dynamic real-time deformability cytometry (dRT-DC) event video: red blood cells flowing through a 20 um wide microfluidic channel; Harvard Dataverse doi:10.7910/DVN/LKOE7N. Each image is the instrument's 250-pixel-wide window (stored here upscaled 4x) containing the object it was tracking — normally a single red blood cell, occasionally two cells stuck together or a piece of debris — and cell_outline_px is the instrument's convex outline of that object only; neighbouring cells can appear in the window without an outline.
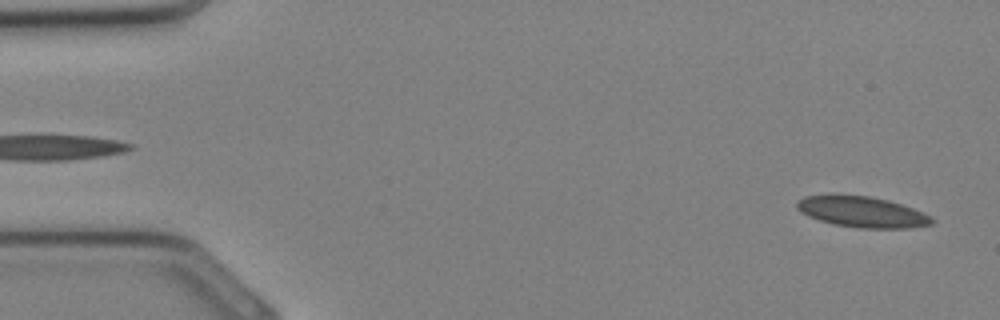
{"species": "Egyptian fruit bat (a non-hibernating species)", "species_latin": "Rousettus aegyptiacus", "temperature_condition": "cold", "stored_images_in_passage": 10, "camera_frame_rate_fps": 3000, "um_per_image_px": 0.085, "animal": {"sex": "female"}, "frame": {"image": 1, "passage_image": 1, "time_ms": 0.0, "image_size_px": [1000, 320], "cell_outline_px": [[936, 220], [932, 224], [908, 228], [860, 228], [836, 224], [820, 220], [808, 216], [800, 212], [796, 208], [796, 200], [804, 196], [868, 196], [888, 200], [912, 208]], "centroid_in_image_um": [73.26, 18.02], "position_along_channel_um": 11.7, "area_um2": 23.7}}
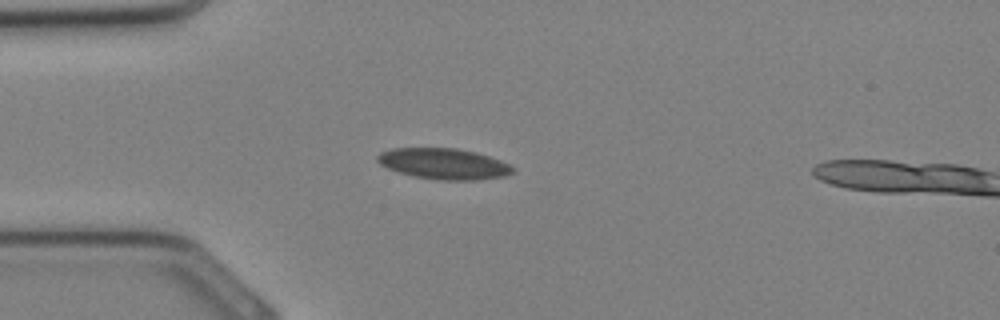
{"frame": {"image": 2, "passage_image": 8, "time_ms": 2.333, "image_size_px": [1000, 320], "cell_outline_px": [[516, 172], [504, 176], [476, 180], [444, 180], [416, 176], [400, 172], [388, 168], [380, 164], [376, 160], [376, 156], [380, 152], [392, 148], [456, 148], [476, 152], [500, 160], [516, 168]], "centroid_in_image_um": [37.74, 13.91], "position_along_channel_um": 47.3, "area_um2": 24.28}}